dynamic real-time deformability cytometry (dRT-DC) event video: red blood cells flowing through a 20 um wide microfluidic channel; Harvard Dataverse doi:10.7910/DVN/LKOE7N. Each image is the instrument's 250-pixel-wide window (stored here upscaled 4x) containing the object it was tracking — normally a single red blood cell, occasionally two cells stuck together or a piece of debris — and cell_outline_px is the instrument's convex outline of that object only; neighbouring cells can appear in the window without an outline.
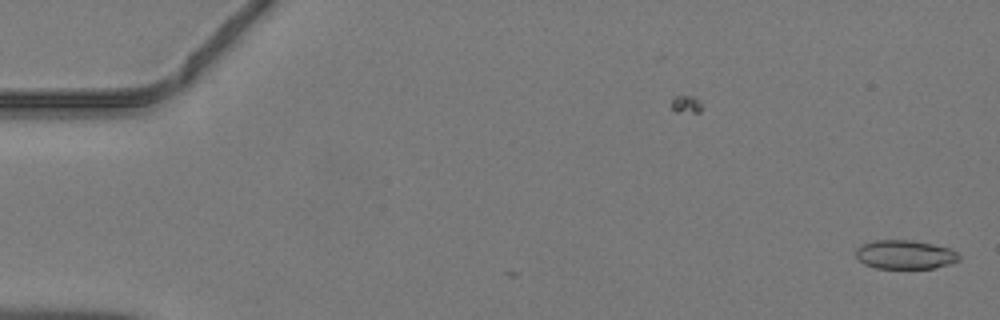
{"species": "common noctule bat (a hibernating species)", "species_latin": "Nyctalus noctula", "temperature_condition": "warm", "stored_images_in_passage": 2, "camera_frame_rate_fps": 3000, "um_per_image_px": 0.085, "animal": {"sex": "male", "body_mass_g": 19.2, "forearm_length_mm": 51.8}, "frame": {"image": 1, "passage_image": 2, "time_ms": 0.333, "image_size_px": [1000, 320], "cell_outline_px": [[960, 260], [948, 264], [932, 268], [876, 268], [864, 264], [856, 256], [856, 248], [860, 244], [872, 240], [912, 240], [952, 248], [960, 256]], "centroid_in_image_um": [76.91, 21.63], "position_along_channel_um": 8.1, "area_um2": 17.46}}